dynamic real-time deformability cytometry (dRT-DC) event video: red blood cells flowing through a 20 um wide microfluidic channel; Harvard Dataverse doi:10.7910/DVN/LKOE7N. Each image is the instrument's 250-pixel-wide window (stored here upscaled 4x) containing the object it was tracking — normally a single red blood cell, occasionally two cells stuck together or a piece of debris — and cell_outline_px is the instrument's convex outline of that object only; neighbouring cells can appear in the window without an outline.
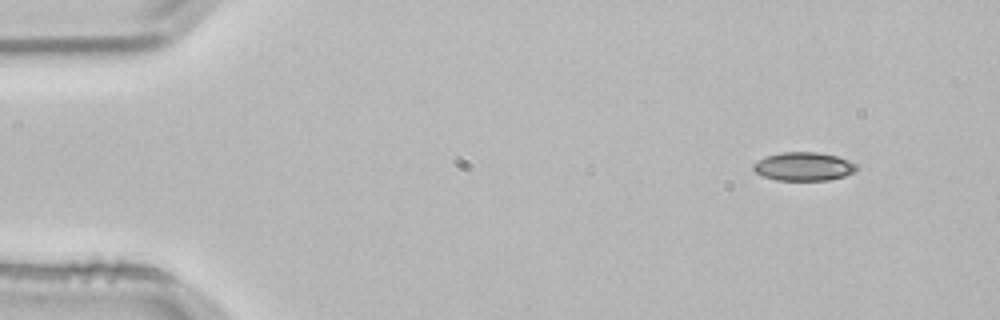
{"species": "common noctule bat (a hibernating species)", "species_latin": "Nyctalus noctula", "temperature_condition": "room temperature", "stored_images_in_passage": 3, "camera_frame_rate_fps": 3000, "um_per_image_px": 0.085, "animal": {"sex": "male", "body_mass_g": 21.5, "forearm_length_mm": 52.0}, "frame": {"image": 1, "passage_image": 1, "time_ms": 0.0, "image_size_px": [1000, 320], "cell_outline_px": [[856, 172], [844, 176], [828, 180], [776, 180], [764, 176], [756, 172], [752, 168], [752, 164], [756, 160], [764, 156], [784, 152], [816, 152], [836, 156], [848, 160], [856, 164]], "centroid_in_image_um": [68.28, 14.15], "position_along_channel_um": 16.7, "area_um2": 17.17}}